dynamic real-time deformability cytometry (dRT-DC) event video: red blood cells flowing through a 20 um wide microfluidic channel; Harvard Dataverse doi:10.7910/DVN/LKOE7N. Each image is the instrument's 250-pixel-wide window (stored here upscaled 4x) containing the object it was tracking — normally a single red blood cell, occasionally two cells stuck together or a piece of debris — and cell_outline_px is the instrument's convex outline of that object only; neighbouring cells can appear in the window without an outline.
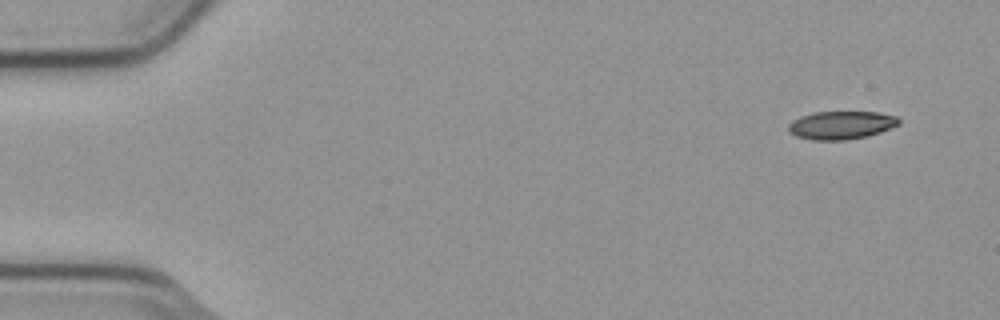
{"species": "common noctule bat (a hibernating species)", "species_latin": "Nyctalus noctula", "temperature_condition": "cold", "stored_images_in_passage": 4, "camera_frame_rate_fps": 3000, "um_per_image_px": 0.085, "animal": {"sex": "male", "body_mass_g": 23.1, "forearm_length_mm": 52.7}, "frame": {"image": 1, "passage_image": 1, "time_ms": 0.0, "image_size_px": [1000, 320], "cell_outline_px": [[900, 124], [880, 132], [868, 136], [848, 140], [812, 140], [796, 136], [788, 132], [788, 124], [792, 120], [800, 116], [812, 112], [876, 112], [896, 116], [900, 120]], "centroid_in_image_um": [71.47, 10.64], "position_along_channel_um": 13.5, "area_um2": 18.26}}
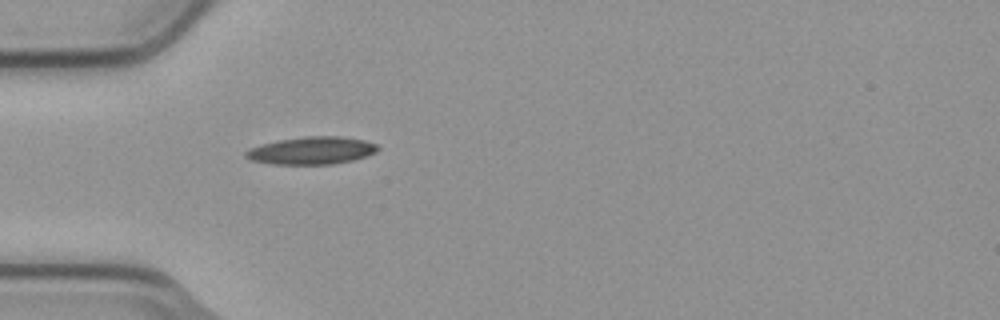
{"frame": {"image": 2, "passage_image": 4, "time_ms": 1.0, "image_size_px": [1000, 320], "cell_outline_px": [[380, 148], [376, 152], [352, 160], [332, 164], [272, 164], [252, 160], [244, 156], [244, 152], [248, 148], [280, 140], [304, 136], [340, 136], [364, 140], [376, 144]], "centroid_in_image_um": [26.48, 12.79], "position_along_channel_um": 58.5, "area_um2": 21.04}}